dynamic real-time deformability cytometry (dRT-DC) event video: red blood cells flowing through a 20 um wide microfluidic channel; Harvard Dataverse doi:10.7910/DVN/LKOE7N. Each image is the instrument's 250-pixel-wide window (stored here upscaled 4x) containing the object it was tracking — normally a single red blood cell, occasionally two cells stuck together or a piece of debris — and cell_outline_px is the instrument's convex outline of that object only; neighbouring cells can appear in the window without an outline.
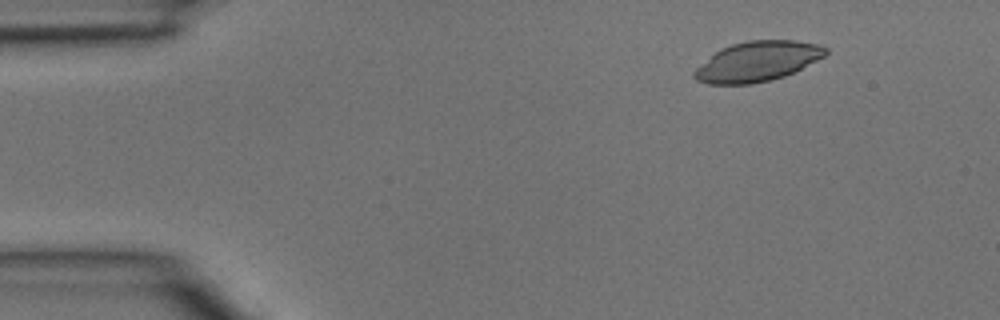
{"species": "common noctule bat (a hibernating species)", "species_latin": "Nyctalus noctula", "temperature_condition": "room temperature", "stored_images_in_passage": 4, "segment_of_instrument_passage": [1, 2], "camera_frame_rate_fps": 3000, "um_per_image_px": 0.085, "animal": {"sex": "male", "body_mass_g": 15.6}, "frame": {"image": 1, "passage_image": 2, "time_ms": 0.333, "image_size_px": [1000, 320], "cell_outline_px": [[828, 52], [824, 56], [784, 76], [752, 84], [708, 84], [696, 80], [692, 76], [692, 72], [696, 68], [720, 48], [732, 44], [748, 40], [796, 40], [820, 44], [828, 48]], "centroid_in_image_um": [64.36, 5.21], "position_along_channel_um": 20.6, "area_um2": 30.46}}